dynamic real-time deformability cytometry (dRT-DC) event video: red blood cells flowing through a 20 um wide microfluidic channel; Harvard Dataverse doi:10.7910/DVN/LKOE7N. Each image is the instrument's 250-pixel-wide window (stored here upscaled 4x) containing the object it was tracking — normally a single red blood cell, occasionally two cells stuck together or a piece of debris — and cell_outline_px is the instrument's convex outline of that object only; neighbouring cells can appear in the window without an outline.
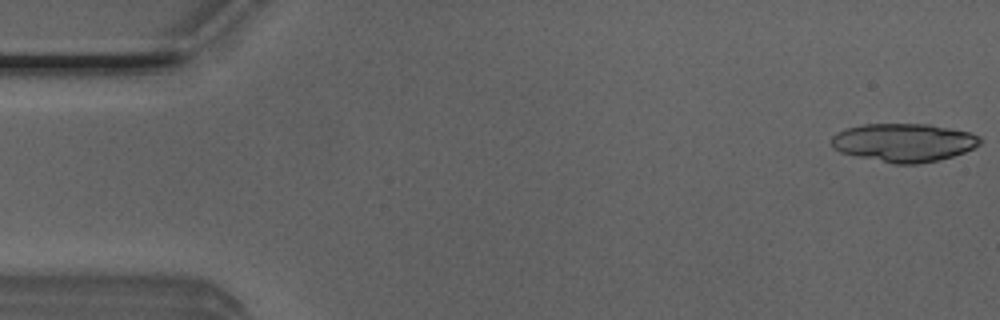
{"species": "Egyptian fruit bat (a non-hibernating species)", "species_latin": "Rousettus aegyptiacus", "temperature_condition": "room temperature", "stored_images_in_passage": 16, "camera_frame_rate_fps": 3000, "um_per_image_px": 0.085, "animal": {"sex": "male"}, "frame": {"image": 1, "passage_image": 1, "time_ms": 0.0, "image_size_px": [1000, 320], "cell_outline_px": [[980, 144], [964, 152], [940, 160], [916, 164], [892, 164], [856, 156], [840, 152], [832, 148], [832, 136], [836, 132], [844, 128], [864, 124], [928, 124], [968, 132], [980, 136]], "centroid_in_image_um": [76.78, 12.12], "position_along_channel_um": 8.2, "area_um2": 33.23}}